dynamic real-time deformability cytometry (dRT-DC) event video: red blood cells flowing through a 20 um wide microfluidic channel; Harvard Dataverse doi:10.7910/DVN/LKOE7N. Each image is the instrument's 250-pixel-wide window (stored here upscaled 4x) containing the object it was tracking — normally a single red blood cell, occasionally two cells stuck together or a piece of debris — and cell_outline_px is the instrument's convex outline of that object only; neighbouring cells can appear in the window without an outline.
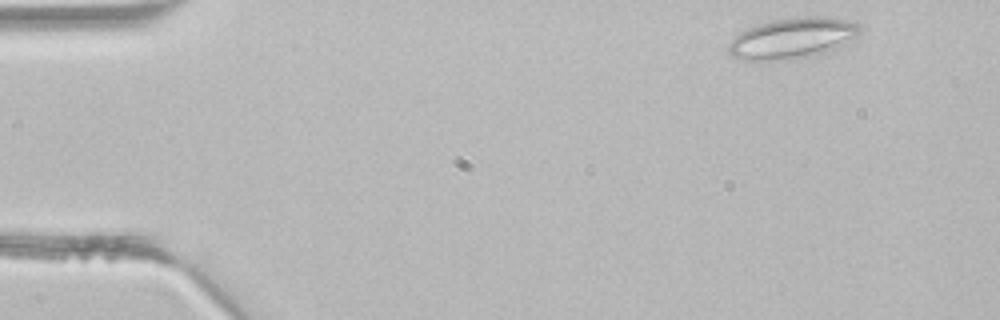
{"species": "common noctule bat (a hibernating species)", "species_latin": "Nyctalus noctula", "temperature_condition": "room temperature", "stored_images_in_passage": 8, "camera_frame_rate_fps": 3000, "um_per_image_px": 0.085, "animal": {"sex": "male", "body_mass_g": 21.5, "forearm_length_mm": 52.0}, "frame": {"image": 1, "passage_image": 2, "time_ms": 0.333, "image_size_px": [1000, 320], "cell_outline_px": [[860, 32], [856, 36], [832, 48], [812, 56], [788, 60], [744, 60], [732, 56], [728, 52], [728, 44], [740, 32], [748, 28], [760, 24], [792, 16], [828, 16], [860, 24]], "centroid_in_image_um": [67.32, 3.24], "position_along_channel_um": 17.7, "area_um2": 30.81}}